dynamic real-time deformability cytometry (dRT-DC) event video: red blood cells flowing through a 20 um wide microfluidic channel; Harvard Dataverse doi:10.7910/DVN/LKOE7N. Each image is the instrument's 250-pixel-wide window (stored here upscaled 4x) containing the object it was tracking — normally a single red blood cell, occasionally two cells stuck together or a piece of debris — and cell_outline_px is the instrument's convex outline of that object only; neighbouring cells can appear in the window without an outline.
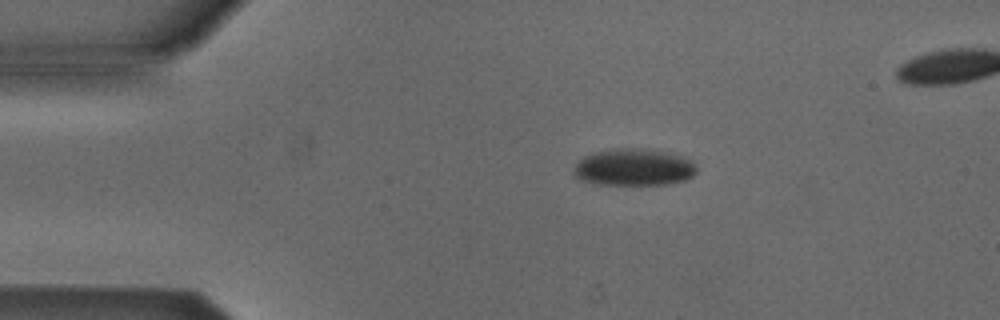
{"species": "Egyptian fruit bat (a non-hibernating species)", "species_latin": "Rousettus aegyptiacus", "temperature_condition": "cold", "stored_images_in_passage": 3, "camera_frame_rate_fps": 3000, "um_per_image_px": 0.085, "animal": {"sex": "male"}, "frame": {"image": 1, "passage_image": 1, "time_ms": 0.0, "image_size_px": [1000, 320], "cell_outline_px": [[696, 172], [688, 180], [664, 184], [592, 184], [580, 180], [572, 172], [572, 168], [584, 156], [592, 152], [620, 148], [644, 148], [680, 156], [692, 160], [696, 164]], "centroid_in_image_um": [53.84, 14.22], "position_along_channel_um": 31.2, "area_um2": 26.53}}